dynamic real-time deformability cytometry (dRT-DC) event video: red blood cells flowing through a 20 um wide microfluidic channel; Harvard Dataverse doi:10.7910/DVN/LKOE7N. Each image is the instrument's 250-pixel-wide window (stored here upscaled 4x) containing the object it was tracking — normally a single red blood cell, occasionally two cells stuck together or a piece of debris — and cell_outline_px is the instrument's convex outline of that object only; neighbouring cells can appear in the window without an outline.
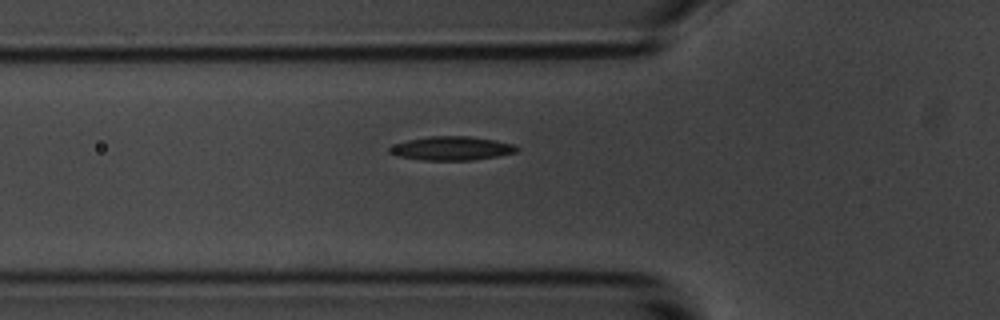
{"species": "common noctule bat (a hibernating species)", "species_latin": "Nyctalus noctula", "temperature_condition": "room temperature", "stored_images_in_passage": 42, "camera_frame_rate_fps": 3000, "um_per_image_px": 0.085, "animal": {"sex": "male", "body_mass_g": 20.1, "forearm_length_mm": 53.5}, "frame": {"image": 1, "passage_image": 5, "time_ms": 1.333, "image_size_px": [1000, 320], "cell_outline_px": [[520, 148], [516, 152], [500, 156], [472, 160], [424, 160], [400, 156], [388, 152], [388, 148], [396, 144], [408, 140], [428, 136], [468, 136], [496, 140], [512, 144]], "centroid_in_image_um": [38.43, 12.61], "position_along_channel_um": 87.4, "area_um2": 17.57}}
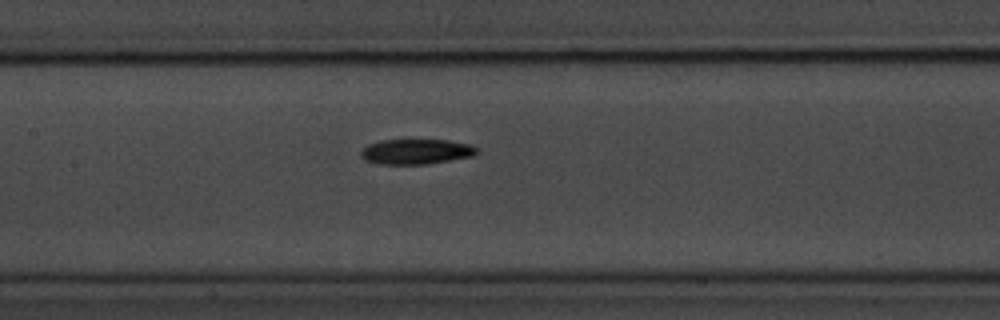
{"frame": {"image": 2, "passage_image": 12, "time_ms": 3.667, "image_size_px": [1000, 320], "cell_outline_px": [[480, 152], [472, 156], [428, 164], [380, 164], [364, 160], [360, 156], [360, 152], [368, 144], [380, 140], [448, 140], [468, 144], [476, 148]], "centroid_in_image_um": [35.35, 12.89], "position_along_channel_um": 172.1, "area_um2": 16.99}}
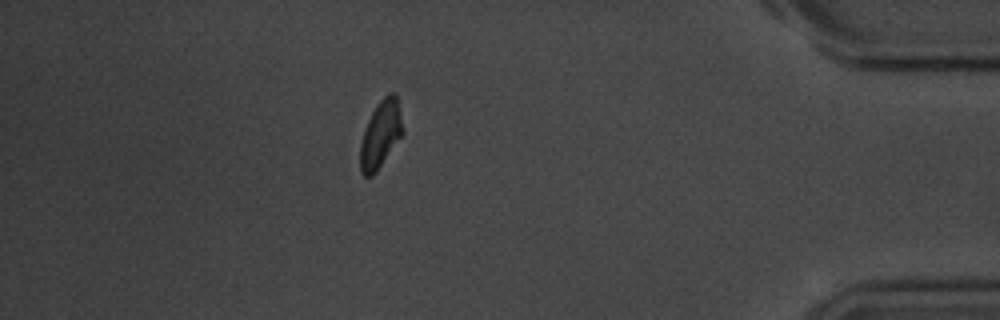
{"frame": {"image": 3, "passage_image": 35, "time_ms": 11.333, "image_size_px": [1000, 320], "cell_outline_px": [[404, 132], [376, 172], [372, 176], [364, 176], [360, 172], [360, 144], [368, 120], [376, 104], [388, 92], [392, 92], [396, 96], [404, 128]], "centroid_in_image_um": [32.35, 11.42], "position_along_channel_um": 402.8, "area_um2": 16.53}}